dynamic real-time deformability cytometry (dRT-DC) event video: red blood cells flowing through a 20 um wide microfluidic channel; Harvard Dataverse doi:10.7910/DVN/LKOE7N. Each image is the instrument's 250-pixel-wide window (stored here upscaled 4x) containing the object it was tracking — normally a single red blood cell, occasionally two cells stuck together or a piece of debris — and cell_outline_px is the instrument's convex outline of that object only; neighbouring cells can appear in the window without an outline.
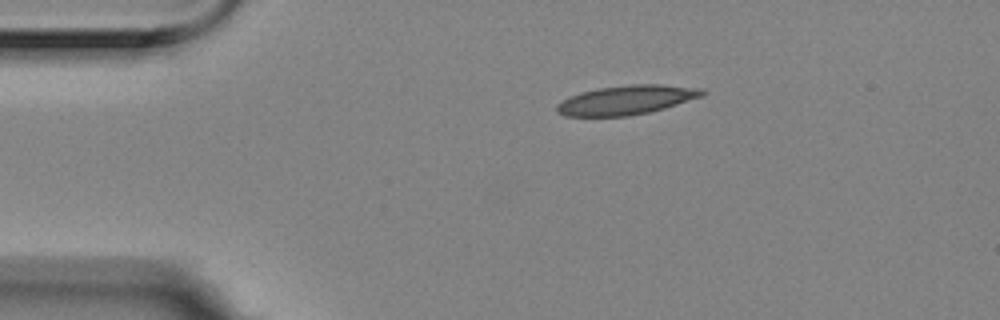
{"species": "Egyptian fruit bat (a non-hibernating species)", "species_latin": "Rousettus aegyptiacus", "temperature_condition": "room temperature", "stored_images_in_passage": 8, "camera_frame_rate_fps": 3000, "um_per_image_px": 0.085, "animal": {"sex": "female"}, "frame": {"image": 1, "passage_image": 1, "time_ms": 0.0, "image_size_px": [1000, 320], "cell_outline_px": [[708, 92], [704, 96], [664, 108], [648, 112], [628, 116], [564, 116], [556, 112], [556, 104], [568, 96], [580, 92], [596, 88], [632, 84], [660, 84], [704, 88]], "centroid_in_image_um": [53.25, 8.49], "position_along_channel_um": 31.7, "area_um2": 25.09}}
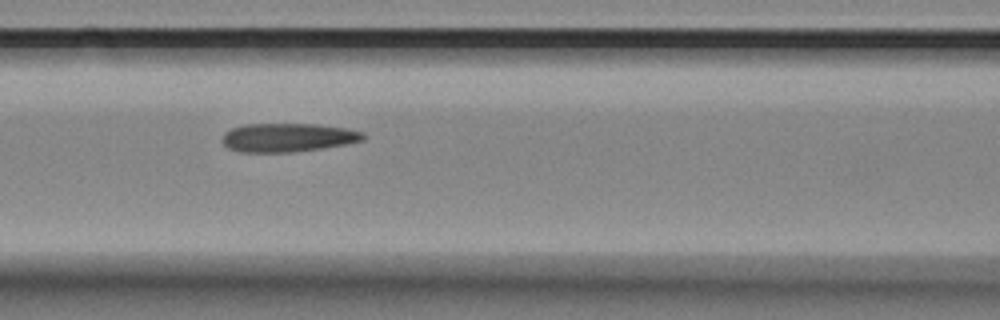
{"frame": {"image": 2, "passage_image": 5, "time_ms": 1.333, "image_size_px": [1000, 320], "cell_outline_px": [[368, 136], [364, 140], [344, 144], [320, 148], [292, 152], [240, 152], [228, 148], [224, 144], [224, 132], [232, 128], [244, 124], [316, 124], [348, 128], [364, 132]], "centroid_in_image_um": [24.5, 11.68], "position_along_channel_um": 142.1, "area_um2": 23.52}}
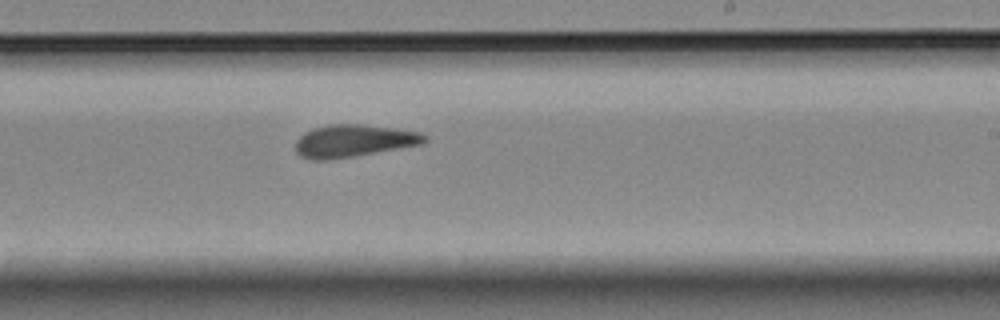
{"frame": {"image": 3, "passage_image": 8, "time_ms": 2.333, "image_size_px": [1000, 320], "cell_outline_px": [[428, 140], [424, 144], [328, 160], [312, 160], [300, 156], [296, 152], [296, 140], [304, 132], [312, 128], [332, 124], [360, 124], [392, 128], [420, 132], [428, 136]], "centroid_in_image_um": [30.06, 11.97], "position_along_channel_um": 258.9, "area_um2": 24.33}}